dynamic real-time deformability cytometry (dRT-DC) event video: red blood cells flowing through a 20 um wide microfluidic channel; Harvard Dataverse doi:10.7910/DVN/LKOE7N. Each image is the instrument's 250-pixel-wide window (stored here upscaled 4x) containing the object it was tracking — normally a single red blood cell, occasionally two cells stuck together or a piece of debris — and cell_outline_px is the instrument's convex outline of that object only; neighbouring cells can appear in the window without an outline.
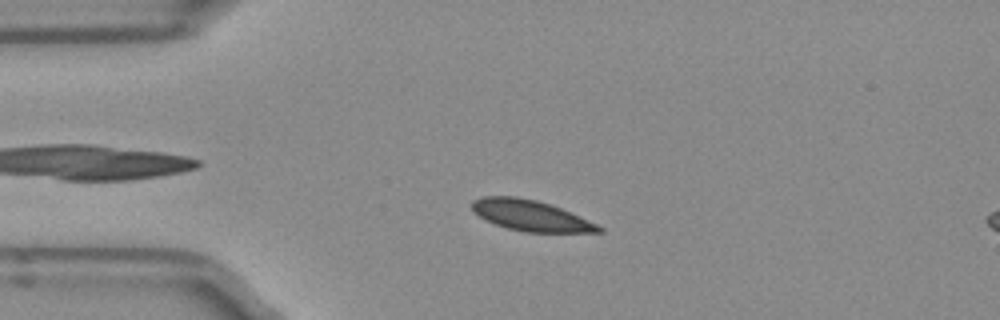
{"species": "Egyptian fruit bat (a non-hibernating species)", "species_latin": "Rousettus aegyptiacus", "temperature_condition": "room temperature", "stored_images_in_passage": 49, "camera_frame_rate_fps": 3000, "um_per_image_px": 0.085, "frame": {"image": 1, "passage_image": 9, "time_ms": 2.667, "image_size_px": [1000, 320], "cell_outline_px": [[604, 232], [524, 232], [508, 228], [484, 220], [472, 208], [472, 200], [480, 196], [516, 196], [536, 200], [560, 208], [596, 224], [604, 228]], "centroid_in_image_um": [45.07, 18.32], "position_along_channel_um": 39.9, "area_um2": 22.43}}
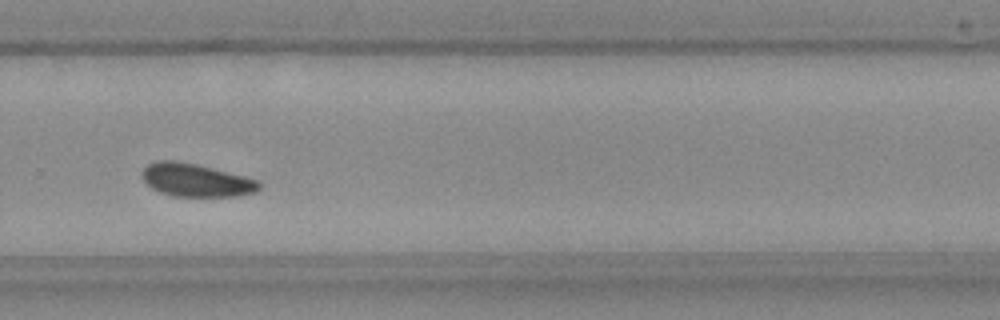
{"frame": {"image": 2, "passage_image": 32, "time_ms": 10.333, "image_size_px": [1000, 320], "cell_outline_px": [[264, 184], [256, 192], [240, 196], [172, 196], [160, 192], [152, 188], [144, 180], [144, 168], [148, 164], [160, 160], [172, 160], [196, 164], [260, 180]], "centroid_in_image_um": [16.74, 15.32], "position_along_channel_um": 313.1, "area_um2": 22.43}}
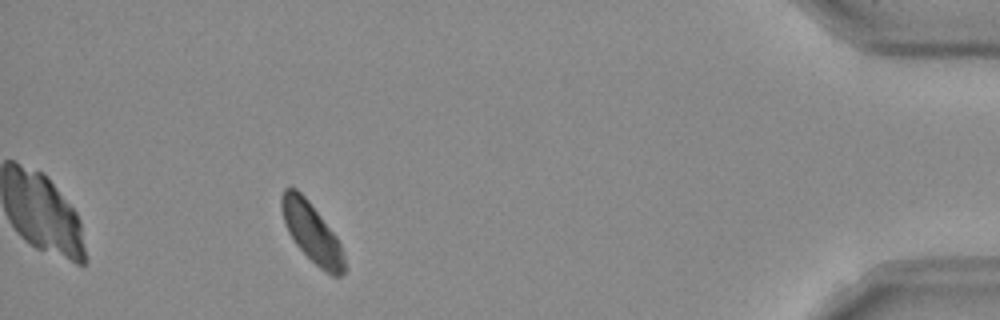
{"frame": {"image": 3, "passage_image": 44, "time_ms": 14.333, "image_size_px": [1000, 320], "cell_outline_px": [[348, 268], [340, 276], [332, 276], [320, 268], [296, 244], [288, 232], [284, 224], [280, 208], [280, 196], [284, 188], [296, 188], [308, 200], [336, 236], [344, 252]], "centroid_in_image_um": [26.51, 19.78], "position_along_channel_um": 408.7, "area_um2": 21.85}}